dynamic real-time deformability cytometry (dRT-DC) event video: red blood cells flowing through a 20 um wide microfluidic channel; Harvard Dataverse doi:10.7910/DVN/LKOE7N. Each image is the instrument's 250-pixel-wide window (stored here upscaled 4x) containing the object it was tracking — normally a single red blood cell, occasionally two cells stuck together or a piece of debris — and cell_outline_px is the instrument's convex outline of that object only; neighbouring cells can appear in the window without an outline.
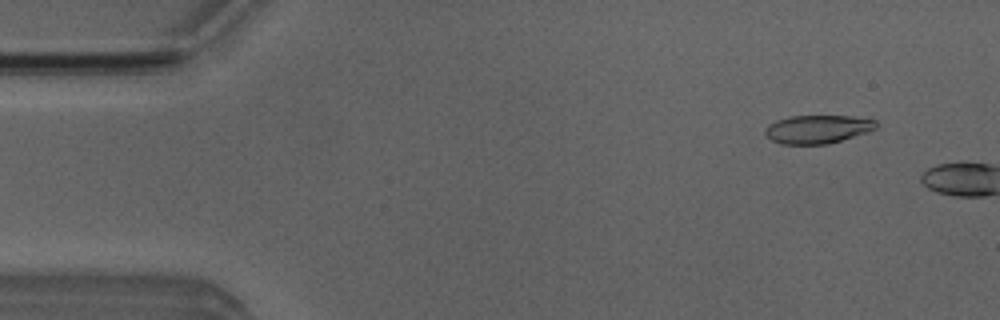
{"species": "Egyptian fruit bat (a non-hibernating species)", "species_latin": "Rousettus aegyptiacus", "temperature_condition": "room temperature", "stored_images_in_passage": 6, "camera_frame_rate_fps": 3000, "um_per_image_px": 0.085, "animal": {"sex": "male"}, "frame": {"image": 1, "passage_image": 4, "time_ms": 1.0, "image_size_px": [1000, 320], "cell_outline_px": [[876, 128], [868, 132], [828, 144], [780, 144], [764, 136], [764, 128], [768, 124], [776, 120], [788, 116], [852, 116], [876, 120]], "centroid_in_image_um": [69.44, 10.98], "position_along_channel_um": 15.6, "area_um2": 18.5}}